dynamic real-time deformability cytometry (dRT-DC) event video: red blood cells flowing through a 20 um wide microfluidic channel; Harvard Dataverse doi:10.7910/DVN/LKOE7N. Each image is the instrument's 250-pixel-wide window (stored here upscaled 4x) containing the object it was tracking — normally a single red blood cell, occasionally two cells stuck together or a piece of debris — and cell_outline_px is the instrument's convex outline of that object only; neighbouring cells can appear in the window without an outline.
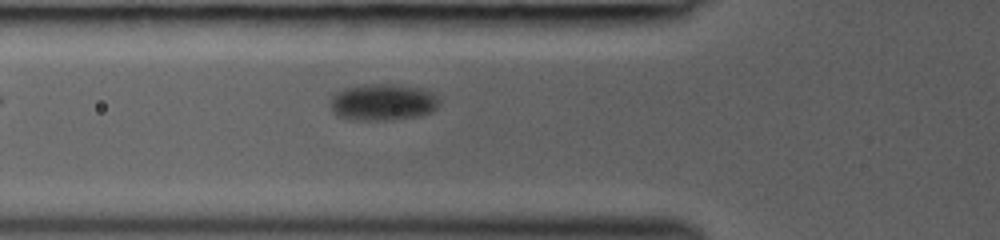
{"species": "common noctule bat (a hibernating species)", "species_latin": "Nyctalus noctula", "temperature_condition": "room temperature", "stored_images_in_passage": 10, "camera_frame_rate_fps": 3000, "um_per_image_px": 0.085, "animal": {"sex": "female", "body_mass_g": 19.0, "forearm_length_mm": 53.3}, "frame": {"image": 1, "passage_image": 5, "time_ms": 1.667, "image_size_px": [1000, 240], "cell_outline_px": [[440, 104], [432, 112], [420, 116], [392, 120], [348, 120], [336, 116], [332, 112], [332, 96], [336, 92], [344, 88], [364, 84], [392, 84], [420, 88], [432, 92], [440, 100]], "centroid_in_image_um": [32.54, 8.7], "position_along_channel_um": 93.3, "area_um2": 23.58}}
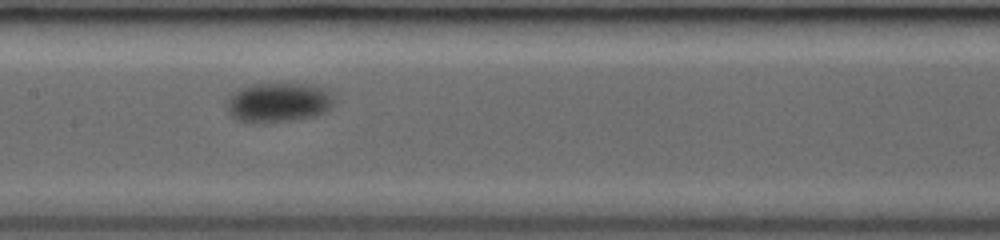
{"frame": {"image": 2, "passage_image": 9, "time_ms": 4.0, "image_size_px": [1000, 240], "cell_outline_px": [[336, 100], [324, 112], [312, 116], [288, 120], [252, 124], [236, 120], [228, 112], [228, 100], [232, 92], [240, 88], [252, 84], [308, 84], [324, 88], [332, 92]], "centroid_in_image_um": [23.65, 8.7], "position_along_channel_um": 183.8, "area_um2": 24.74}}
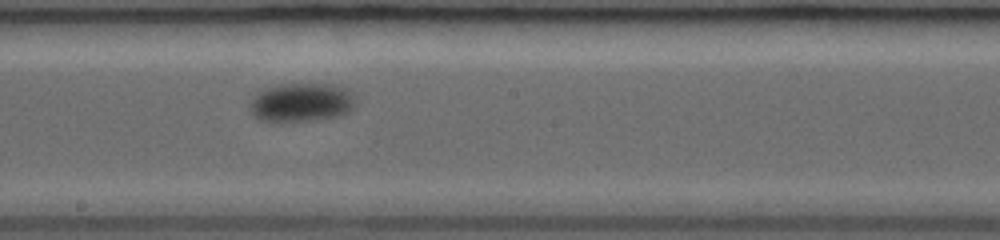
{"frame": {"image": 3, "passage_image": 10, "time_ms": 5.0, "image_size_px": [1000, 240], "cell_outline_px": [[356, 100], [352, 108], [348, 112], [340, 116], [312, 120], [260, 120], [252, 116], [248, 108], [256, 92], [276, 84], [336, 84], [344, 88]], "centroid_in_image_um": [25.58, 8.69], "position_along_channel_um": 222.6, "area_um2": 23.76}}